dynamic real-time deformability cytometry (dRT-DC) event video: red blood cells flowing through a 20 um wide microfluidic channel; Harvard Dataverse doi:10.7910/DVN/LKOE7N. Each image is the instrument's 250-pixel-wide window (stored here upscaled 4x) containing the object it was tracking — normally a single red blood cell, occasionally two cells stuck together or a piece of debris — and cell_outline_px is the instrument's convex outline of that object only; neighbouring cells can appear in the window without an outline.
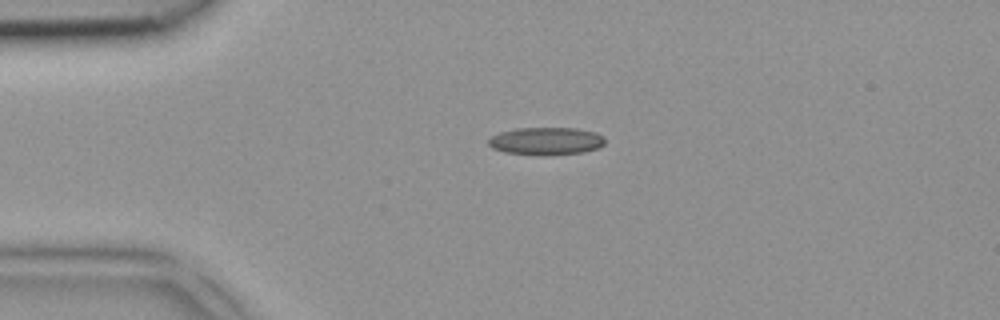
{"species": "common noctule bat (a hibernating species)", "species_latin": "Nyctalus noctula", "temperature_condition": "room temperature", "stored_images_in_passage": 2, "camera_frame_rate_fps": 3000, "um_per_image_px": 0.085, "animal": {"sex": "female", "body_mass_g": 18.4}, "frame": {"image": 1, "passage_image": 1, "time_ms": 0.0, "image_size_px": [1000, 320], "cell_outline_px": [[604, 144], [600, 148], [584, 152], [544, 156], [504, 152], [492, 148], [488, 144], [488, 140], [492, 136], [500, 132], [516, 128], [576, 128], [596, 132], [604, 136]], "centroid_in_image_um": [46.44, 12.0], "position_along_channel_um": 38.6, "area_um2": 19.02}}